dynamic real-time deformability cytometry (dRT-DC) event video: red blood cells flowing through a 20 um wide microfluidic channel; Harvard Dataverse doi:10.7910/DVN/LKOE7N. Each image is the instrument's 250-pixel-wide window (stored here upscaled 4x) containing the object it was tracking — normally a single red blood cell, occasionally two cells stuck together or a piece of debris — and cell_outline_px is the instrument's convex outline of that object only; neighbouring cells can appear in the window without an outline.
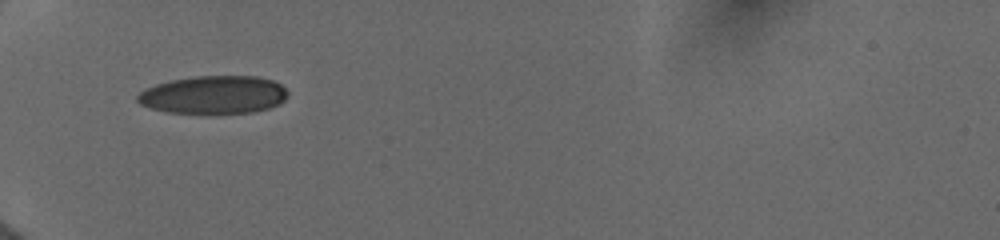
{"species": "human", "species_latin": "Homo sapiens", "temperature_condition": "cold", "stored_images_in_passage": 17, "camera_frame_rate_fps": 3000, "um_per_image_px": 0.085, "donor": {"sex": "female"}, "frame": {"image": 1, "passage_image": 1, "time_ms": 0.0, "image_size_px": [1000, 240], "cell_outline_px": [[288, 96], [280, 104], [268, 108], [252, 112], [168, 112], [152, 108], [140, 104], [136, 100], [136, 96], [140, 92], [156, 84], [172, 80], [196, 76], [256, 76], [272, 80], [280, 84], [288, 92]], "centroid_in_image_um": [18.18, 8.04], "position_along_channel_um": 66.8, "area_um2": 32.83}}
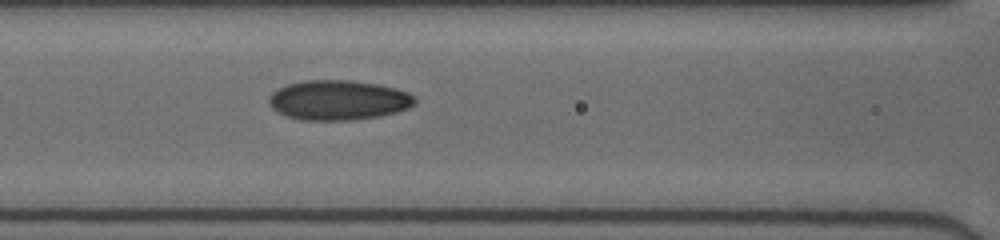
{"frame": {"image": 2, "passage_image": 10, "time_ms": 2.0, "image_size_px": [1000, 240], "cell_outline_px": [[416, 104], [408, 108], [396, 112], [380, 116], [348, 120], [300, 120], [284, 116], [276, 112], [268, 104], [268, 96], [276, 88], [288, 84], [304, 80], [348, 80], [380, 84], [396, 88], [408, 92], [416, 96]], "centroid_in_image_um": [28.74, 8.51], "position_along_channel_um": 137.9, "area_um2": 34.39}}
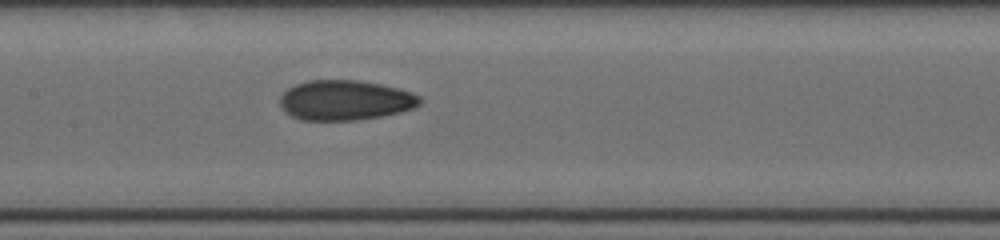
{"frame": {"image": 3, "passage_image": 15, "time_ms": 3.0, "image_size_px": [1000, 240], "cell_outline_px": [[420, 104], [412, 108], [400, 112], [380, 116], [356, 120], [300, 120], [284, 112], [280, 108], [280, 96], [288, 88], [296, 84], [308, 80], [360, 80], [380, 84], [412, 92], [420, 96]], "centroid_in_image_um": [29.3, 8.52], "position_along_channel_um": 178.1, "area_um2": 32.66}}